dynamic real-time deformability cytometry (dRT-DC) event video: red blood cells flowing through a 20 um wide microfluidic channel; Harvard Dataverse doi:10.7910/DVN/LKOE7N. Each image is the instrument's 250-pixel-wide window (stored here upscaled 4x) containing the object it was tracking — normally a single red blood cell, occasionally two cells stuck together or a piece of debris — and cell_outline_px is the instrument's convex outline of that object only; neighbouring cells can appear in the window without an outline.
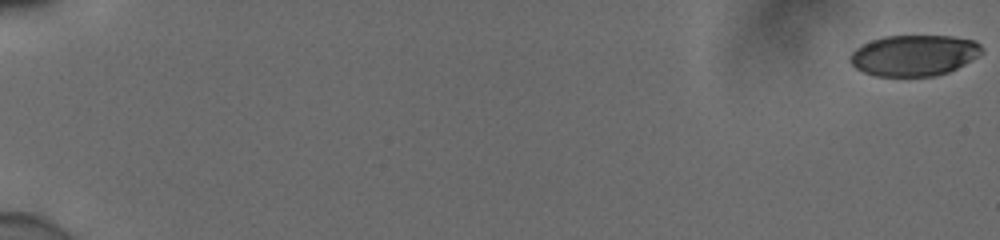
{"species": "human", "species_latin": "Homo sapiens", "temperature_condition": "cold", "stored_images_in_passage": 56, "camera_frame_rate_fps": 3000, "um_per_image_px": 0.085, "donor": {"sex": "male"}, "frame": {"image": 1, "passage_image": 1, "time_ms": 0.0, "image_size_px": [1000, 240], "cell_outline_px": [[984, 52], [964, 64], [948, 72], [936, 76], [876, 76], [864, 72], [856, 68], [848, 60], [852, 52], [856, 48], [872, 40], [884, 36], [952, 36], [976, 40], [984, 48]], "centroid_in_image_um": [77.72, 4.7], "position_along_channel_um": 7.3, "area_um2": 31.5}}
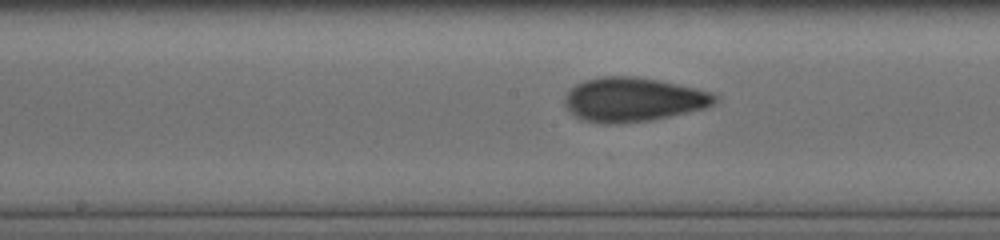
{"frame": {"image": 2, "passage_image": 32, "time_ms": 10.333, "image_size_px": [1000, 240], "cell_outline_px": [[716, 100], [712, 104], [704, 108], [652, 120], [620, 124], [604, 124], [580, 120], [564, 104], [564, 96], [568, 88], [584, 80], [600, 76], [636, 76], [660, 80], [696, 88], [712, 92], [716, 96]], "centroid_in_image_um": [53.76, 8.46], "position_along_channel_um": 194.4, "area_um2": 38.9}}
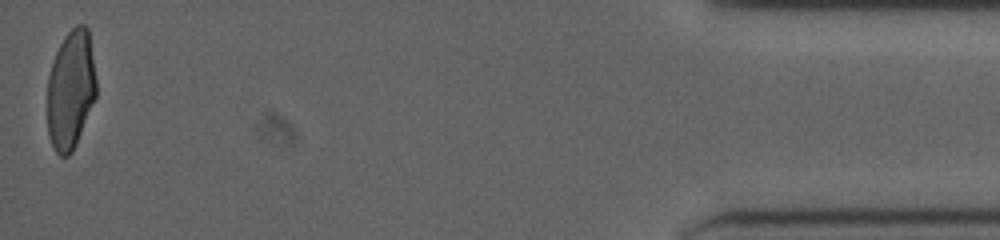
{"frame": {"image": 3, "passage_image": 56, "time_ms": 18.333, "image_size_px": [1000, 240], "cell_outline_px": [[96, 96], [76, 144], [72, 152], [68, 156], [60, 156], [56, 152], [52, 144], [48, 132], [48, 76], [52, 60], [64, 36], [76, 24], [84, 24], [88, 28], [96, 80]], "centroid_in_image_um": [6.01, 7.61], "position_along_channel_um": 429.2, "area_um2": 33.81}, "authors_computed_cell_mechanics": {"area_um2": 35.836, "velocity_mm_per_s": 3.9091, "shape_relaxation_time_tau1_ms": 9.1146, "shape_relaxation_time_tau2_ms": 1.0178, "deformation_change_tau1": 0.2173, "deformation_change_tau2": 0.0639}}